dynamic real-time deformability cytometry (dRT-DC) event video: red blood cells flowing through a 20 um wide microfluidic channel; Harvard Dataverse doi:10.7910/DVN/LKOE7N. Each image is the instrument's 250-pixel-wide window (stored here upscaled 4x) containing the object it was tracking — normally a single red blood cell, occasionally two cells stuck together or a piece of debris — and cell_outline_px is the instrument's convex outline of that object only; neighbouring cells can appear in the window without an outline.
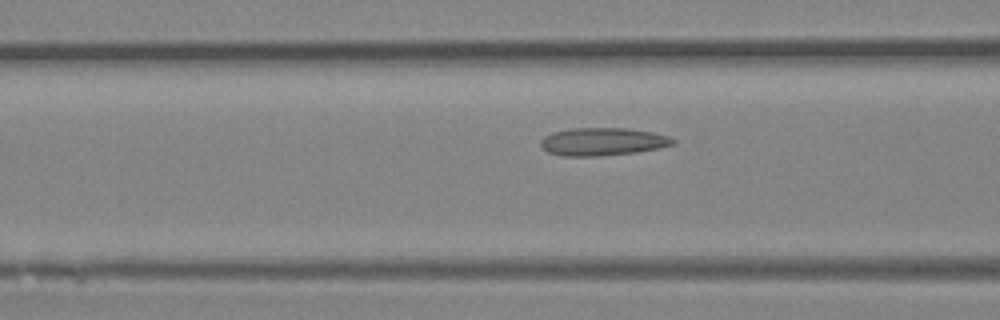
{"species": "Egyptian fruit bat (a non-hibernating species)", "species_latin": "Rousettus aegyptiacus", "temperature_condition": "room temperature", "stored_images_in_passage": 30, "camera_frame_rate_fps": 3000, "um_per_image_px": 0.085, "animal": {"sex": "female"}, "frame": {"image": 1, "passage_image": 10, "time_ms": 3.0, "image_size_px": [1000, 320], "cell_outline_px": [[676, 140], [672, 144], [660, 148], [636, 152], [600, 156], [560, 156], [548, 152], [540, 144], [540, 140], [544, 136], [552, 132], [572, 128], [628, 128], [652, 132], [668, 136]], "centroid_in_image_um": [51.2, 12.04], "position_along_channel_um": 115.4, "area_um2": 21.5}}
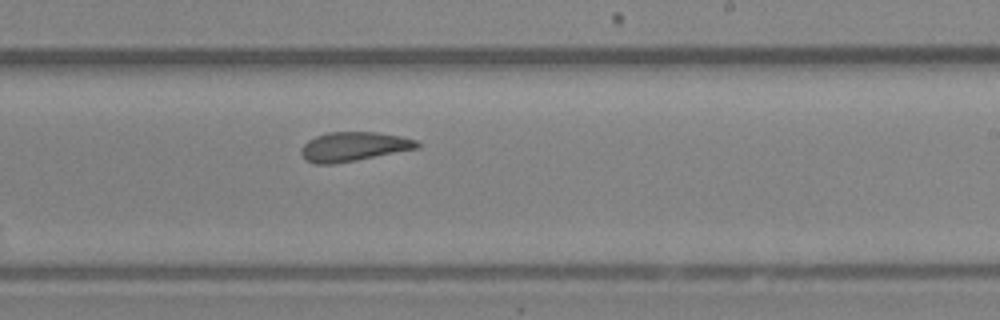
{"frame": {"image": 2, "passage_image": 20, "time_ms": 6.333, "image_size_px": [1000, 320], "cell_outline_px": [[420, 144], [416, 148], [356, 160], [332, 164], [316, 164], [304, 160], [300, 152], [300, 148], [308, 140], [316, 136], [328, 132], [376, 132], [400, 136], [416, 140]], "centroid_in_image_um": [29.99, 12.46], "position_along_channel_um": 259.0, "area_um2": 19.59}}
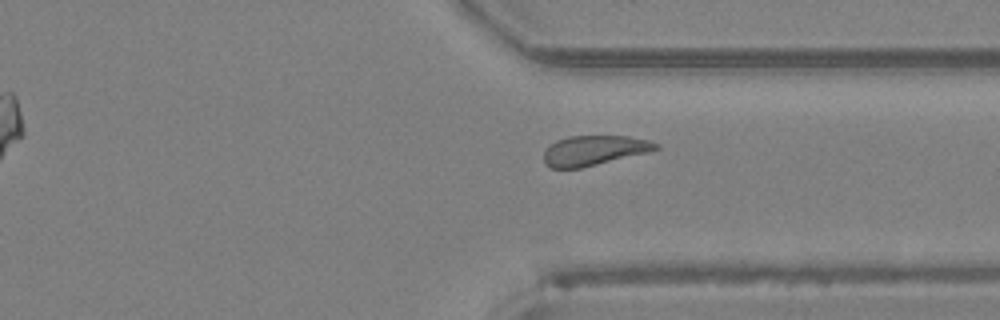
{"frame": {"image": 3, "passage_image": 27, "time_ms": 8.667, "image_size_px": [1000, 320], "cell_outline_px": [[660, 148], [648, 152], [580, 168], [552, 168], [544, 164], [544, 148], [556, 140], [568, 136], [628, 136], [648, 140], [660, 144]], "centroid_in_image_um": [50.47, 12.78], "position_along_channel_um": 360.9, "area_um2": 19.54}}